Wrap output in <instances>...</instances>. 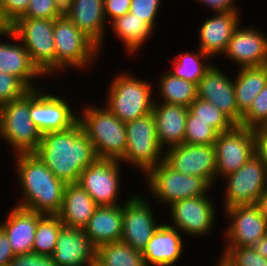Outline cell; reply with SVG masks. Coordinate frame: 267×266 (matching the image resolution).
Instances as JSON below:
<instances>
[{
	"instance_id": "cell-1",
	"label": "cell",
	"mask_w": 267,
	"mask_h": 266,
	"mask_svg": "<svg viewBox=\"0 0 267 266\" xmlns=\"http://www.w3.org/2000/svg\"><path fill=\"white\" fill-rule=\"evenodd\" d=\"M34 154L66 184L77 183L82 171L98 158L79 122L67 130L43 134Z\"/></svg>"
},
{
	"instance_id": "cell-2",
	"label": "cell",
	"mask_w": 267,
	"mask_h": 266,
	"mask_svg": "<svg viewBox=\"0 0 267 266\" xmlns=\"http://www.w3.org/2000/svg\"><path fill=\"white\" fill-rule=\"evenodd\" d=\"M19 200L16 206L43 215H57L62 207L66 183L58 179L34 153L12 155ZM19 201V202H18Z\"/></svg>"
},
{
	"instance_id": "cell-3",
	"label": "cell",
	"mask_w": 267,
	"mask_h": 266,
	"mask_svg": "<svg viewBox=\"0 0 267 266\" xmlns=\"http://www.w3.org/2000/svg\"><path fill=\"white\" fill-rule=\"evenodd\" d=\"M53 36L55 76L59 77V74L67 73L71 68L73 71L82 72L93 68L97 69L94 65L101 58L98 46L81 32L65 14L54 20Z\"/></svg>"
},
{
	"instance_id": "cell-4",
	"label": "cell",
	"mask_w": 267,
	"mask_h": 266,
	"mask_svg": "<svg viewBox=\"0 0 267 266\" xmlns=\"http://www.w3.org/2000/svg\"><path fill=\"white\" fill-rule=\"evenodd\" d=\"M88 104L79 107L78 122L92 142L97 157L119 161L127 145L125 123L105 105Z\"/></svg>"
},
{
	"instance_id": "cell-5",
	"label": "cell",
	"mask_w": 267,
	"mask_h": 266,
	"mask_svg": "<svg viewBox=\"0 0 267 266\" xmlns=\"http://www.w3.org/2000/svg\"><path fill=\"white\" fill-rule=\"evenodd\" d=\"M113 78L107 87L104 104L117 118L127 123L152 113L155 102L152 81L140 79L126 70Z\"/></svg>"
},
{
	"instance_id": "cell-6",
	"label": "cell",
	"mask_w": 267,
	"mask_h": 266,
	"mask_svg": "<svg viewBox=\"0 0 267 266\" xmlns=\"http://www.w3.org/2000/svg\"><path fill=\"white\" fill-rule=\"evenodd\" d=\"M143 180L148 193L144 190V195L165 208L178 200L206 196L215 188L205 178L177 172L164 161L149 170Z\"/></svg>"
},
{
	"instance_id": "cell-7",
	"label": "cell",
	"mask_w": 267,
	"mask_h": 266,
	"mask_svg": "<svg viewBox=\"0 0 267 266\" xmlns=\"http://www.w3.org/2000/svg\"><path fill=\"white\" fill-rule=\"evenodd\" d=\"M0 137L13 155L38 149L42 134L30 116V92L0 106Z\"/></svg>"
},
{
	"instance_id": "cell-8",
	"label": "cell",
	"mask_w": 267,
	"mask_h": 266,
	"mask_svg": "<svg viewBox=\"0 0 267 266\" xmlns=\"http://www.w3.org/2000/svg\"><path fill=\"white\" fill-rule=\"evenodd\" d=\"M127 145L119 160L133 166L144 176L164 159V149L158 143L156 122L152 113L125 123Z\"/></svg>"
},
{
	"instance_id": "cell-9",
	"label": "cell",
	"mask_w": 267,
	"mask_h": 266,
	"mask_svg": "<svg viewBox=\"0 0 267 266\" xmlns=\"http://www.w3.org/2000/svg\"><path fill=\"white\" fill-rule=\"evenodd\" d=\"M53 28L54 20L47 19L19 18L12 24V33L25 46L32 64L47 80L55 77Z\"/></svg>"
},
{
	"instance_id": "cell-10",
	"label": "cell",
	"mask_w": 267,
	"mask_h": 266,
	"mask_svg": "<svg viewBox=\"0 0 267 266\" xmlns=\"http://www.w3.org/2000/svg\"><path fill=\"white\" fill-rule=\"evenodd\" d=\"M209 193L201 197H189L178 200L168 206L169 222L166 223L178 229L185 238H200L209 236L214 229L217 205Z\"/></svg>"
},
{
	"instance_id": "cell-11",
	"label": "cell",
	"mask_w": 267,
	"mask_h": 266,
	"mask_svg": "<svg viewBox=\"0 0 267 266\" xmlns=\"http://www.w3.org/2000/svg\"><path fill=\"white\" fill-rule=\"evenodd\" d=\"M45 87L30 91V116L41 134L64 131L78 122V108L66 94L44 90ZM71 104V105H70ZM74 109V110H73Z\"/></svg>"
},
{
	"instance_id": "cell-12",
	"label": "cell",
	"mask_w": 267,
	"mask_h": 266,
	"mask_svg": "<svg viewBox=\"0 0 267 266\" xmlns=\"http://www.w3.org/2000/svg\"><path fill=\"white\" fill-rule=\"evenodd\" d=\"M221 181L225 184L222 212L230 207L255 205L267 189V167L255 154Z\"/></svg>"
},
{
	"instance_id": "cell-13",
	"label": "cell",
	"mask_w": 267,
	"mask_h": 266,
	"mask_svg": "<svg viewBox=\"0 0 267 266\" xmlns=\"http://www.w3.org/2000/svg\"><path fill=\"white\" fill-rule=\"evenodd\" d=\"M115 159L97 158L80 174L78 184L98 206H116L126 202L134 193L121 201L123 164ZM121 201V202H119Z\"/></svg>"
},
{
	"instance_id": "cell-14",
	"label": "cell",
	"mask_w": 267,
	"mask_h": 266,
	"mask_svg": "<svg viewBox=\"0 0 267 266\" xmlns=\"http://www.w3.org/2000/svg\"><path fill=\"white\" fill-rule=\"evenodd\" d=\"M214 147L217 185L222 178L237 171L256 154L254 129L235 125L218 135Z\"/></svg>"
},
{
	"instance_id": "cell-15",
	"label": "cell",
	"mask_w": 267,
	"mask_h": 266,
	"mask_svg": "<svg viewBox=\"0 0 267 266\" xmlns=\"http://www.w3.org/2000/svg\"><path fill=\"white\" fill-rule=\"evenodd\" d=\"M135 192L123 203V233L120 241L142 252L162 223L155 218L154 208L157 207H153L152 201L146 195Z\"/></svg>"
},
{
	"instance_id": "cell-16",
	"label": "cell",
	"mask_w": 267,
	"mask_h": 266,
	"mask_svg": "<svg viewBox=\"0 0 267 266\" xmlns=\"http://www.w3.org/2000/svg\"><path fill=\"white\" fill-rule=\"evenodd\" d=\"M163 161L177 172L205 178L213 187H217L214 145H176L164 150Z\"/></svg>"
},
{
	"instance_id": "cell-17",
	"label": "cell",
	"mask_w": 267,
	"mask_h": 266,
	"mask_svg": "<svg viewBox=\"0 0 267 266\" xmlns=\"http://www.w3.org/2000/svg\"><path fill=\"white\" fill-rule=\"evenodd\" d=\"M223 214L229 224L222 231L223 247H249L267 234V220L256 205L230 207Z\"/></svg>"
},
{
	"instance_id": "cell-18",
	"label": "cell",
	"mask_w": 267,
	"mask_h": 266,
	"mask_svg": "<svg viewBox=\"0 0 267 266\" xmlns=\"http://www.w3.org/2000/svg\"><path fill=\"white\" fill-rule=\"evenodd\" d=\"M241 24L235 29L222 57L238 68L267 65V34L258 26Z\"/></svg>"
},
{
	"instance_id": "cell-19",
	"label": "cell",
	"mask_w": 267,
	"mask_h": 266,
	"mask_svg": "<svg viewBox=\"0 0 267 266\" xmlns=\"http://www.w3.org/2000/svg\"><path fill=\"white\" fill-rule=\"evenodd\" d=\"M223 71L214 63L200 79L197 85V97L214 104L236 125H240L242 114L235 102L233 75L231 77Z\"/></svg>"
},
{
	"instance_id": "cell-20",
	"label": "cell",
	"mask_w": 267,
	"mask_h": 266,
	"mask_svg": "<svg viewBox=\"0 0 267 266\" xmlns=\"http://www.w3.org/2000/svg\"><path fill=\"white\" fill-rule=\"evenodd\" d=\"M213 14L202 22L200 28H197L199 29L197 48L212 59H216V56L221 57L225 53L235 29L242 22V14L241 11Z\"/></svg>"
},
{
	"instance_id": "cell-21",
	"label": "cell",
	"mask_w": 267,
	"mask_h": 266,
	"mask_svg": "<svg viewBox=\"0 0 267 266\" xmlns=\"http://www.w3.org/2000/svg\"><path fill=\"white\" fill-rule=\"evenodd\" d=\"M0 72L20 78L31 90L40 88L43 84L39 81L45 78L32 64L27 49L12 32L0 36Z\"/></svg>"
},
{
	"instance_id": "cell-22",
	"label": "cell",
	"mask_w": 267,
	"mask_h": 266,
	"mask_svg": "<svg viewBox=\"0 0 267 266\" xmlns=\"http://www.w3.org/2000/svg\"><path fill=\"white\" fill-rule=\"evenodd\" d=\"M64 14L98 46L100 55L103 57L102 50L109 29L103 0H71L64 7Z\"/></svg>"
},
{
	"instance_id": "cell-23",
	"label": "cell",
	"mask_w": 267,
	"mask_h": 266,
	"mask_svg": "<svg viewBox=\"0 0 267 266\" xmlns=\"http://www.w3.org/2000/svg\"><path fill=\"white\" fill-rule=\"evenodd\" d=\"M52 257L58 266H93L96 247L82 229L63 226Z\"/></svg>"
},
{
	"instance_id": "cell-24",
	"label": "cell",
	"mask_w": 267,
	"mask_h": 266,
	"mask_svg": "<svg viewBox=\"0 0 267 266\" xmlns=\"http://www.w3.org/2000/svg\"><path fill=\"white\" fill-rule=\"evenodd\" d=\"M183 234L166 222L154 232L141 254L146 266H174L185 252Z\"/></svg>"
},
{
	"instance_id": "cell-25",
	"label": "cell",
	"mask_w": 267,
	"mask_h": 266,
	"mask_svg": "<svg viewBox=\"0 0 267 266\" xmlns=\"http://www.w3.org/2000/svg\"><path fill=\"white\" fill-rule=\"evenodd\" d=\"M43 214L14 205L0 227L9 238L15 255L32 253L37 222Z\"/></svg>"
},
{
	"instance_id": "cell-26",
	"label": "cell",
	"mask_w": 267,
	"mask_h": 266,
	"mask_svg": "<svg viewBox=\"0 0 267 266\" xmlns=\"http://www.w3.org/2000/svg\"><path fill=\"white\" fill-rule=\"evenodd\" d=\"M187 112L184 106L154 102L158 143L164 150L184 143Z\"/></svg>"
},
{
	"instance_id": "cell-27",
	"label": "cell",
	"mask_w": 267,
	"mask_h": 266,
	"mask_svg": "<svg viewBox=\"0 0 267 266\" xmlns=\"http://www.w3.org/2000/svg\"><path fill=\"white\" fill-rule=\"evenodd\" d=\"M83 231L96 248L120 241L123 233V204L98 206Z\"/></svg>"
},
{
	"instance_id": "cell-28",
	"label": "cell",
	"mask_w": 267,
	"mask_h": 266,
	"mask_svg": "<svg viewBox=\"0 0 267 266\" xmlns=\"http://www.w3.org/2000/svg\"><path fill=\"white\" fill-rule=\"evenodd\" d=\"M98 205L78 184H66L62 207L57 216L64 226L84 229Z\"/></svg>"
},
{
	"instance_id": "cell-29",
	"label": "cell",
	"mask_w": 267,
	"mask_h": 266,
	"mask_svg": "<svg viewBox=\"0 0 267 266\" xmlns=\"http://www.w3.org/2000/svg\"><path fill=\"white\" fill-rule=\"evenodd\" d=\"M108 26L112 29L111 33L114 34L115 39L122 42L126 57H136L145 43L155 34V31L143 19L130 12L115 18Z\"/></svg>"
},
{
	"instance_id": "cell-30",
	"label": "cell",
	"mask_w": 267,
	"mask_h": 266,
	"mask_svg": "<svg viewBox=\"0 0 267 266\" xmlns=\"http://www.w3.org/2000/svg\"><path fill=\"white\" fill-rule=\"evenodd\" d=\"M236 69L238 71L233 74L235 102L238 111L243 115L267 84V65Z\"/></svg>"
},
{
	"instance_id": "cell-31",
	"label": "cell",
	"mask_w": 267,
	"mask_h": 266,
	"mask_svg": "<svg viewBox=\"0 0 267 266\" xmlns=\"http://www.w3.org/2000/svg\"><path fill=\"white\" fill-rule=\"evenodd\" d=\"M158 79L155 84L158 91L155 93V102H163L184 107H189L197 98V85L174 76L169 71L157 74ZM157 95V97H156Z\"/></svg>"
},
{
	"instance_id": "cell-32",
	"label": "cell",
	"mask_w": 267,
	"mask_h": 266,
	"mask_svg": "<svg viewBox=\"0 0 267 266\" xmlns=\"http://www.w3.org/2000/svg\"><path fill=\"white\" fill-rule=\"evenodd\" d=\"M171 60L172 70L170 69L169 72L196 85L214 64L213 59L199 48L196 51L178 53Z\"/></svg>"
},
{
	"instance_id": "cell-33",
	"label": "cell",
	"mask_w": 267,
	"mask_h": 266,
	"mask_svg": "<svg viewBox=\"0 0 267 266\" xmlns=\"http://www.w3.org/2000/svg\"><path fill=\"white\" fill-rule=\"evenodd\" d=\"M96 263L99 266H146L141 252L121 241L98 246Z\"/></svg>"
},
{
	"instance_id": "cell-34",
	"label": "cell",
	"mask_w": 267,
	"mask_h": 266,
	"mask_svg": "<svg viewBox=\"0 0 267 266\" xmlns=\"http://www.w3.org/2000/svg\"><path fill=\"white\" fill-rule=\"evenodd\" d=\"M186 120L209 123L219 134L229 131L236 124L214 104L196 98L188 107Z\"/></svg>"
},
{
	"instance_id": "cell-35",
	"label": "cell",
	"mask_w": 267,
	"mask_h": 266,
	"mask_svg": "<svg viewBox=\"0 0 267 266\" xmlns=\"http://www.w3.org/2000/svg\"><path fill=\"white\" fill-rule=\"evenodd\" d=\"M63 223L57 215H43L37 222V229L33 242V253L52 256L60 229Z\"/></svg>"
},
{
	"instance_id": "cell-36",
	"label": "cell",
	"mask_w": 267,
	"mask_h": 266,
	"mask_svg": "<svg viewBox=\"0 0 267 266\" xmlns=\"http://www.w3.org/2000/svg\"><path fill=\"white\" fill-rule=\"evenodd\" d=\"M220 259L226 266H267V259L249 247H222Z\"/></svg>"
},
{
	"instance_id": "cell-37",
	"label": "cell",
	"mask_w": 267,
	"mask_h": 266,
	"mask_svg": "<svg viewBox=\"0 0 267 266\" xmlns=\"http://www.w3.org/2000/svg\"><path fill=\"white\" fill-rule=\"evenodd\" d=\"M219 133L209 123L186 120L184 143L214 145Z\"/></svg>"
},
{
	"instance_id": "cell-38",
	"label": "cell",
	"mask_w": 267,
	"mask_h": 266,
	"mask_svg": "<svg viewBox=\"0 0 267 266\" xmlns=\"http://www.w3.org/2000/svg\"><path fill=\"white\" fill-rule=\"evenodd\" d=\"M31 89L18 77L0 72V106L24 97Z\"/></svg>"
},
{
	"instance_id": "cell-39",
	"label": "cell",
	"mask_w": 267,
	"mask_h": 266,
	"mask_svg": "<svg viewBox=\"0 0 267 266\" xmlns=\"http://www.w3.org/2000/svg\"><path fill=\"white\" fill-rule=\"evenodd\" d=\"M63 14L64 8L57 0H30L21 18L55 20Z\"/></svg>"
},
{
	"instance_id": "cell-40",
	"label": "cell",
	"mask_w": 267,
	"mask_h": 266,
	"mask_svg": "<svg viewBox=\"0 0 267 266\" xmlns=\"http://www.w3.org/2000/svg\"><path fill=\"white\" fill-rule=\"evenodd\" d=\"M267 118V84L254 98L251 107L242 115L240 126L257 128Z\"/></svg>"
},
{
	"instance_id": "cell-41",
	"label": "cell",
	"mask_w": 267,
	"mask_h": 266,
	"mask_svg": "<svg viewBox=\"0 0 267 266\" xmlns=\"http://www.w3.org/2000/svg\"><path fill=\"white\" fill-rule=\"evenodd\" d=\"M162 0H131L130 13L143 19L154 31L156 30L158 17H160ZM157 22V23H156Z\"/></svg>"
},
{
	"instance_id": "cell-42",
	"label": "cell",
	"mask_w": 267,
	"mask_h": 266,
	"mask_svg": "<svg viewBox=\"0 0 267 266\" xmlns=\"http://www.w3.org/2000/svg\"><path fill=\"white\" fill-rule=\"evenodd\" d=\"M11 266H58L52 256L26 253L15 255Z\"/></svg>"
},
{
	"instance_id": "cell-43",
	"label": "cell",
	"mask_w": 267,
	"mask_h": 266,
	"mask_svg": "<svg viewBox=\"0 0 267 266\" xmlns=\"http://www.w3.org/2000/svg\"><path fill=\"white\" fill-rule=\"evenodd\" d=\"M5 17L13 24L21 18L30 3V0H0Z\"/></svg>"
},
{
	"instance_id": "cell-44",
	"label": "cell",
	"mask_w": 267,
	"mask_h": 266,
	"mask_svg": "<svg viewBox=\"0 0 267 266\" xmlns=\"http://www.w3.org/2000/svg\"><path fill=\"white\" fill-rule=\"evenodd\" d=\"M131 0H103L106 22L109 24L117 17L130 11Z\"/></svg>"
},
{
	"instance_id": "cell-45",
	"label": "cell",
	"mask_w": 267,
	"mask_h": 266,
	"mask_svg": "<svg viewBox=\"0 0 267 266\" xmlns=\"http://www.w3.org/2000/svg\"><path fill=\"white\" fill-rule=\"evenodd\" d=\"M197 4H203L209 11L211 9L212 13L226 12V11H241L238 8L237 0H195ZM237 2V3H236Z\"/></svg>"
},
{
	"instance_id": "cell-46",
	"label": "cell",
	"mask_w": 267,
	"mask_h": 266,
	"mask_svg": "<svg viewBox=\"0 0 267 266\" xmlns=\"http://www.w3.org/2000/svg\"><path fill=\"white\" fill-rule=\"evenodd\" d=\"M14 257L15 254L12 251L9 238L0 227V266H11Z\"/></svg>"
},
{
	"instance_id": "cell-47",
	"label": "cell",
	"mask_w": 267,
	"mask_h": 266,
	"mask_svg": "<svg viewBox=\"0 0 267 266\" xmlns=\"http://www.w3.org/2000/svg\"><path fill=\"white\" fill-rule=\"evenodd\" d=\"M255 153L267 167V135H263L257 128L254 129Z\"/></svg>"
},
{
	"instance_id": "cell-48",
	"label": "cell",
	"mask_w": 267,
	"mask_h": 266,
	"mask_svg": "<svg viewBox=\"0 0 267 266\" xmlns=\"http://www.w3.org/2000/svg\"><path fill=\"white\" fill-rule=\"evenodd\" d=\"M255 252L267 259V235L260 238L255 244L250 246Z\"/></svg>"
},
{
	"instance_id": "cell-49",
	"label": "cell",
	"mask_w": 267,
	"mask_h": 266,
	"mask_svg": "<svg viewBox=\"0 0 267 266\" xmlns=\"http://www.w3.org/2000/svg\"><path fill=\"white\" fill-rule=\"evenodd\" d=\"M10 32H12V24L5 17L0 2V36L6 35Z\"/></svg>"
},
{
	"instance_id": "cell-50",
	"label": "cell",
	"mask_w": 267,
	"mask_h": 266,
	"mask_svg": "<svg viewBox=\"0 0 267 266\" xmlns=\"http://www.w3.org/2000/svg\"><path fill=\"white\" fill-rule=\"evenodd\" d=\"M255 205L258 207L260 214L267 220V189L259 197Z\"/></svg>"
},
{
	"instance_id": "cell-51",
	"label": "cell",
	"mask_w": 267,
	"mask_h": 266,
	"mask_svg": "<svg viewBox=\"0 0 267 266\" xmlns=\"http://www.w3.org/2000/svg\"><path fill=\"white\" fill-rule=\"evenodd\" d=\"M257 129L263 134L267 135V118L257 127Z\"/></svg>"
},
{
	"instance_id": "cell-52",
	"label": "cell",
	"mask_w": 267,
	"mask_h": 266,
	"mask_svg": "<svg viewBox=\"0 0 267 266\" xmlns=\"http://www.w3.org/2000/svg\"><path fill=\"white\" fill-rule=\"evenodd\" d=\"M63 8L71 1V0H57Z\"/></svg>"
},
{
	"instance_id": "cell-53",
	"label": "cell",
	"mask_w": 267,
	"mask_h": 266,
	"mask_svg": "<svg viewBox=\"0 0 267 266\" xmlns=\"http://www.w3.org/2000/svg\"><path fill=\"white\" fill-rule=\"evenodd\" d=\"M217 265L215 266H226L220 259H218V262H216Z\"/></svg>"
}]
</instances>
